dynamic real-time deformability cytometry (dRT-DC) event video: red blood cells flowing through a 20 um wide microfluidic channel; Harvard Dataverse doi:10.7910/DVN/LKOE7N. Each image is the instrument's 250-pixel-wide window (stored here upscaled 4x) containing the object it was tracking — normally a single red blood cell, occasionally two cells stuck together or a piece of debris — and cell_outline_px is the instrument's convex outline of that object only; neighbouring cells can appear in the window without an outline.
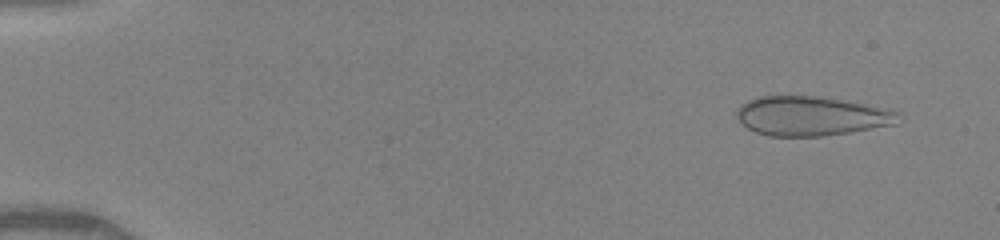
{"species": "human", "species_latin": "Homo sapiens", "temperature_condition": "warm", "stored_images_in_passage": 49, "camera_frame_rate_fps": 3000, "um_per_image_px": 0.085, "donor": {"sex": "female"}, "frame": {"image": 1, "passage_image": 4, "time_ms": 1.0, "image_size_px": [1000, 240], "cell_outline_px": [[896, 124], [848, 132], [820, 136], [768, 136], [756, 132], [740, 124], [736, 116], [736, 108], [740, 104], [756, 96], [820, 96], [844, 100], [864, 104], [896, 112]], "centroid_in_image_um": [68.82, 9.85], "position_along_channel_um": 16.2, "area_um2": 36.76}}
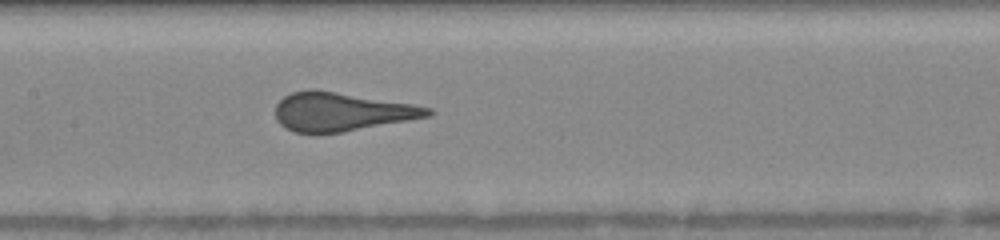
{"frame": {"image": 2, "passage_image": 25, "time_ms": 8.0, "image_size_px": [1000, 240], "cell_outline_px": [[436, 112], [432, 116], [340, 132], [296, 132], [284, 128], [276, 120], [276, 104], [284, 96], [292, 92], [308, 88], [316, 88], [412, 104], [432, 108]], "centroid_in_image_um": [29.02, 9.47], "position_along_channel_um": 178.4, "area_um2": 34.33}}
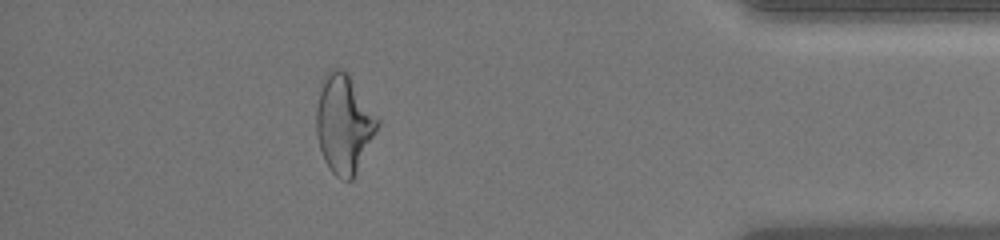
{"frame": {"image": 3, "passage_image": 44, "time_ms": 14.333, "image_size_px": [1000, 240], "cell_outline_px": [[380, 124], [352, 180], [340, 180], [328, 168], [324, 160], [316, 136], [316, 108], [320, 80], [332, 68], [340, 68], [348, 72], [380, 120]], "centroid_in_image_um": [29.21, 10.49], "position_along_channel_um": 406.0, "area_um2": 35.43}, "authors_computed_cell_mechanics": {"area_um2": 35.547, "velocity_mm_per_s": 4.1356, "shape_relaxation_time_tau1_ms": null, "shape_relaxation_time_tau2_ms": 1.8192, "deformation_change_tau1": null, "deformation_change_tau2": null}}